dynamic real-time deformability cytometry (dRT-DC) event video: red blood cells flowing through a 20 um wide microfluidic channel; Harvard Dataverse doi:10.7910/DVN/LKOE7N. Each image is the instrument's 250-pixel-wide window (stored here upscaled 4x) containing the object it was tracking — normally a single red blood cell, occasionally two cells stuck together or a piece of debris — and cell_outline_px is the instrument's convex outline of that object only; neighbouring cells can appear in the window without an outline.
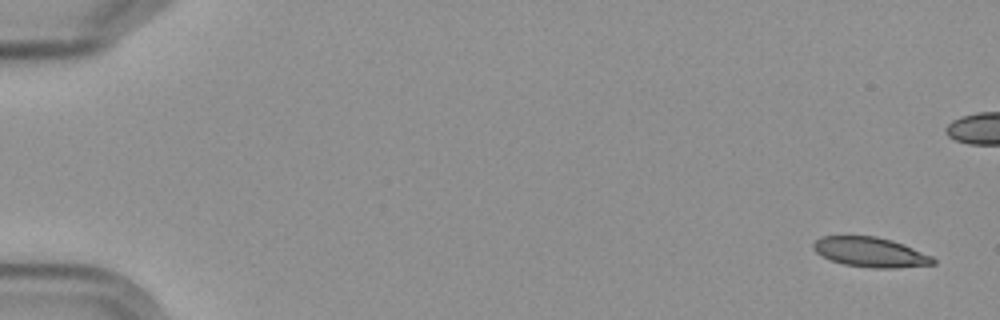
{"species": "Egyptian fruit bat (a non-hibernating species)", "species_latin": "Rousettus aegyptiacus", "temperature_condition": "cold", "stored_images_in_passage": 10, "camera_frame_rate_fps": 3000, "um_per_image_px": 0.085, "frame": {"image": 1, "passage_image": 1, "time_ms": 0.0, "image_size_px": [1000, 320], "cell_outline_px": [[936, 264], [896, 268], [872, 268], [844, 264], [832, 260], [816, 252], [812, 248], [812, 244], [820, 236], [876, 236], [892, 240], [904, 244], [932, 256], [936, 260]], "centroid_in_image_um": [74.01, 21.43], "position_along_channel_um": 11.0, "area_um2": 20.81}}